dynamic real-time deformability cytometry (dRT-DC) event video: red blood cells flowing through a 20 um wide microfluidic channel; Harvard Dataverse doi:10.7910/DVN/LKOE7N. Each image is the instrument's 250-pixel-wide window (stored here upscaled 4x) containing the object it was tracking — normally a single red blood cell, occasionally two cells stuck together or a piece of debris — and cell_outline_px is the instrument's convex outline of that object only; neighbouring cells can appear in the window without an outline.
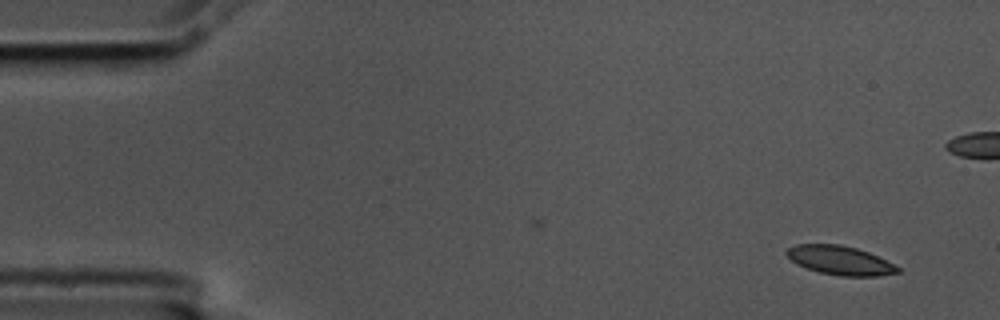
{"species": "common noctule bat (a hibernating species)", "species_latin": "Nyctalus noctula", "temperature_condition": "cold", "stored_images_in_passage": 2, "camera_frame_rate_fps": 3000, "um_per_image_px": 0.085, "animal": {"sex": "male", "body_mass_g": 17.5, "forearm_length_mm": 52.3}, "frame": {"image": 1, "passage_image": 2, "time_ms": 0.333, "image_size_px": [1000, 320], "cell_outline_px": [[900, 272], [880, 276], [840, 276], [820, 272], [796, 264], [784, 252], [788, 248], [796, 244], [840, 244], [856, 248], [868, 252], [900, 268]], "centroid_in_image_um": [71.38, 22.13], "position_along_channel_um": 13.6, "area_um2": 18.55}}